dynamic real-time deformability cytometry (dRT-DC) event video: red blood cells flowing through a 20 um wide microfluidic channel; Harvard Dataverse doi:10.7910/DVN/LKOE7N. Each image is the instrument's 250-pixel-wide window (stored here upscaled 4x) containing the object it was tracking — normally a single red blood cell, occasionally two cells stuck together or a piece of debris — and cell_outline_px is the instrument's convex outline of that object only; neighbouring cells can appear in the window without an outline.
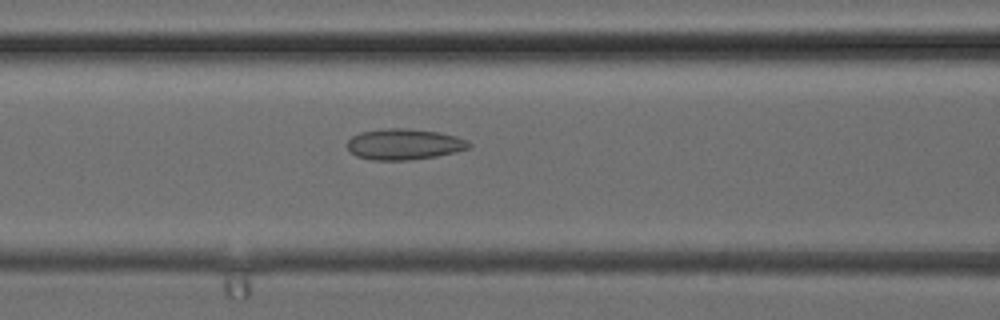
{"species": "common noctule bat (a hibernating species)", "species_latin": "Nyctalus noctula", "temperature_condition": "cold", "stored_images_in_passage": 34, "camera_frame_rate_fps": 3000, "um_per_image_px": 0.085, "animal": {"sex": "female", "body_mass_g": 24.6, "forearm_length_mm": 56.2}, "frame": {"image": 1, "passage_image": 12, "time_ms": 3.667, "image_size_px": [1000, 320], "cell_outline_px": [[472, 144], [468, 148], [456, 152], [436, 156], [412, 160], [372, 160], [356, 156], [348, 152], [348, 140], [352, 136], [360, 132], [388, 128], [408, 128], [440, 132], [456, 136], [468, 140]], "centroid_in_image_um": [34.35, 12.26], "position_along_channel_um": 132.2, "area_um2": 22.14}}
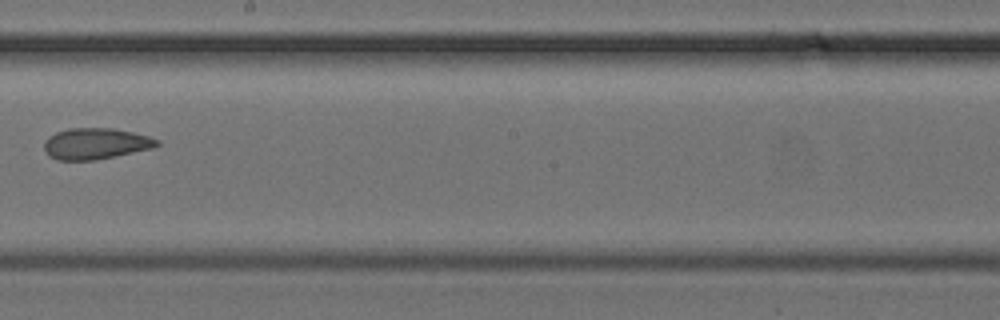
{"frame": {"image": 2, "passage_image": 18, "time_ms": 5.667, "image_size_px": [1000, 320], "cell_outline_px": [[160, 144], [152, 148], [96, 160], [56, 160], [48, 156], [44, 148], [44, 140], [48, 136], [56, 132], [68, 128], [112, 128], [132, 132], [148, 136], [160, 140]], "centroid_in_image_um": [8.1, 12.21], "position_along_channel_um": 240.1, "area_um2": 20.58}}
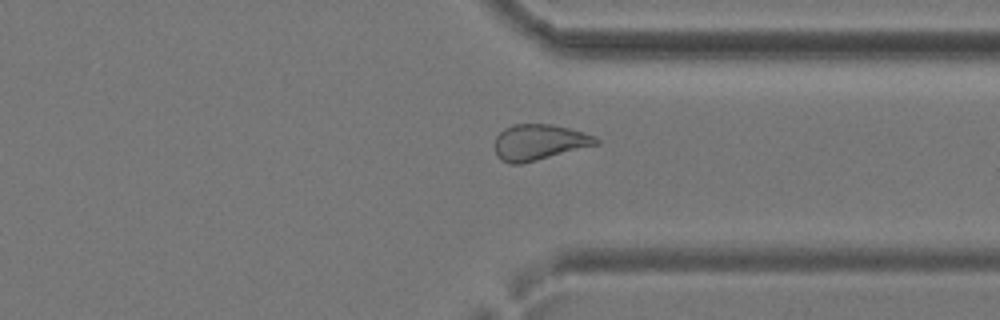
{"frame": {"image": 3, "passage_image": 25, "time_ms": 8.0, "image_size_px": [1000, 320], "cell_outline_px": [[600, 144], [520, 164], [508, 164], [500, 160], [496, 156], [496, 136], [504, 128], [512, 124], [548, 124], [568, 128], [584, 132], [596, 136], [600, 140]], "centroid_in_image_um": [45.83, 12.09], "position_along_channel_um": 365.6, "area_um2": 21.15}}